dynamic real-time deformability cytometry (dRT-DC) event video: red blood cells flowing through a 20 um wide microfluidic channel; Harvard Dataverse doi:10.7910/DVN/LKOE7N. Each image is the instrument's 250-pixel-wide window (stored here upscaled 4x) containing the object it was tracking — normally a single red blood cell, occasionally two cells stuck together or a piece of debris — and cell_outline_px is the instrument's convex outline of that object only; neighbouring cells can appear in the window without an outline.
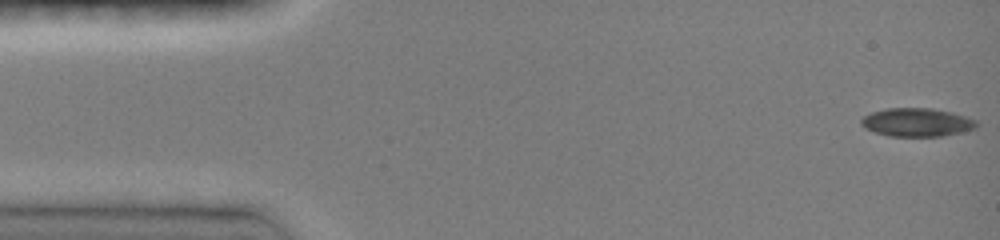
{"species": "common noctule bat (a hibernating species)", "species_latin": "Nyctalus noctula", "temperature_condition": "room temperature", "stored_images_in_passage": 17, "camera_frame_rate_fps": 3000, "um_per_image_px": 0.085, "animal": {"sex": "female", "body_mass_g": 19.0, "forearm_length_mm": 51.5}, "frame": {"image": 1, "passage_image": 1, "time_ms": 0.0, "image_size_px": [1000, 240], "cell_outline_px": [[980, 124], [976, 128], [960, 132], [940, 136], [888, 136], [876, 132], [860, 124], [860, 120], [864, 116], [872, 112], [888, 108], [932, 108], [952, 112], [976, 120]], "centroid_in_image_um": [77.96, 10.39], "position_along_channel_um": 7.0, "area_um2": 18.96}}
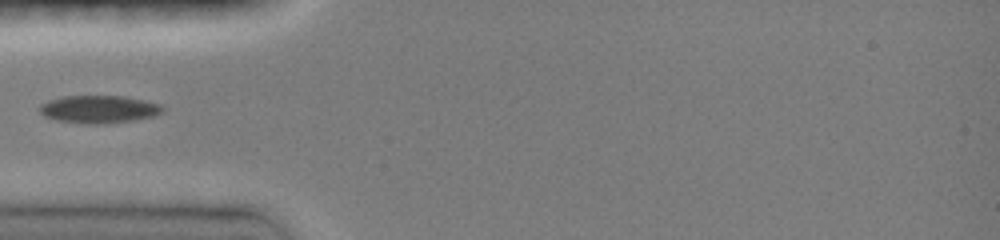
{"frame": {"image": 2, "passage_image": 10, "time_ms": 4.667, "image_size_px": [1000, 240], "cell_outline_px": [[164, 112], [156, 116], [132, 120], [104, 124], [88, 124], [56, 120], [44, 116], [40, 112], [40, 104], [48, 100], [60, 96], [124, 96], [144, 100], [160, 104], [164, 108]], "centroid_in_image_um": [8.42, 9.28], "position_along_channel_um": 76.6, "area_um2": 20.0}}
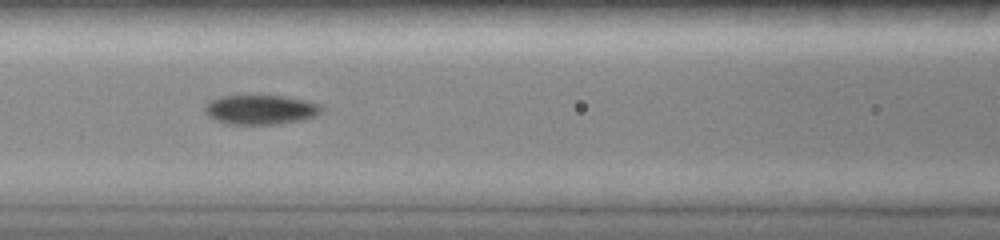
{"frame": {"image": 3, "passage_image": 12, "time_ms": 6.333, "image_size_px": [1000, 240], "cell_outline_px": [[324, 108], [316, 116], [304, 120], [280, 124], [228, 124], [216, 120], [208, 116], [204, 112], [204, 104], [220, 96], [284, 96], [308, 100], [320, 104]], "centroid_in_image_um": [22.18, 9.32], "position_along_channel_um": 144.4, "area_um2": 20.29}}